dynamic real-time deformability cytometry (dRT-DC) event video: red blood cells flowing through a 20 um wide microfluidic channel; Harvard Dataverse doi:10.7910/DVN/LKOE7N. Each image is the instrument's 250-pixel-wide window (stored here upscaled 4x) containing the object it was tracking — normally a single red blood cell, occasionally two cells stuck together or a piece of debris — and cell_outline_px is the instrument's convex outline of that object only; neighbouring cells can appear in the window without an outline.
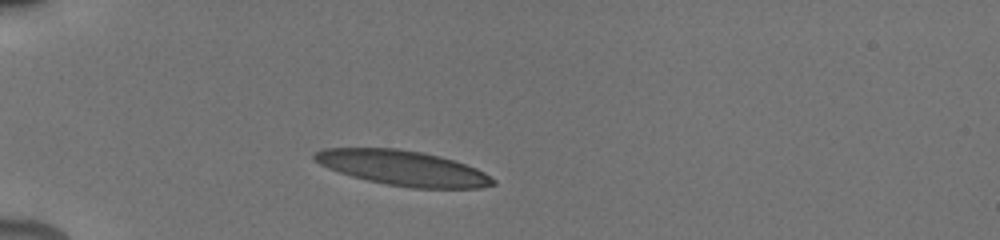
{"species": "human", "species_latin": "Homo sapiens", "temperature_condition": "cold", "stored_images_in_passage": 5, "camera_frame_rate_fps": 3000, "um_per_image_px": 0.085, "donor": {"sex": "male"}, "frame": {"image": 1, "passage_image": 2, "time_ms": 0.667, "image_size_px": [1000, 240], "cell_outline_px": [[496, 184], [480, 188], [412, 188], [388, 184], [368, 180], [352, 176], [328, 168], [320, 164], [312, 156], [316, 152], [324, 148], [396, 148], [420, 152], [440, 156], [476, 168], [484, 172], [496, 180]], "centroid_in_image_um": [34.27, 14.28], "position_along_channel_um": 50.7, "area_um2": 36.07}}